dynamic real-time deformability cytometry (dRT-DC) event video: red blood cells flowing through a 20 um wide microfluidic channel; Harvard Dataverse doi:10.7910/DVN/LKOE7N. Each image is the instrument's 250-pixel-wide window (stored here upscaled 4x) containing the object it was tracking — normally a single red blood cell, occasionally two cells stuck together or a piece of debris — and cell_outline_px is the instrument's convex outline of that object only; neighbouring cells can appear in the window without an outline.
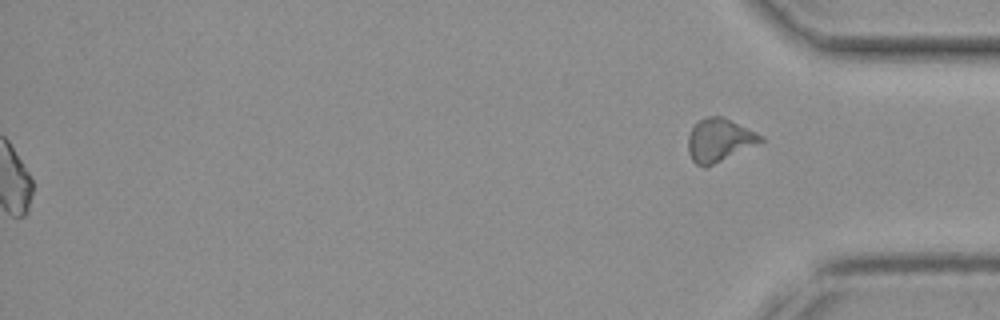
{"species": "common noctule bat (a hibernating species)", "species_latin": "Nyctalus noctula", "temperature_condition": "cold", "stored_images_in_passage": 51, "segment_of_instrument_passage": [2, 2], "camera_frame_rate_fps": 3000, "um_per_image_px": 0.085, "animal": {"sex": "female", "body_mass_g": 19.3, "forearm_length_mm": 54.1}, "frame": {"image": 1, "passage_image": 51, "time_ms": 16.667, "image_size_px": [1000, 320], "cell_outline_px": [[764, 140], [704, 168], [696, 164], [692, 160], [688, 152], [688, 136], [692, 128], [700, 120], [708, 116], [724, 116], [764, 136]], "centroid_in_image_um": [61.11, 11.89], "position_along_channel_um": 374.1, "area_um2": 17.92}}